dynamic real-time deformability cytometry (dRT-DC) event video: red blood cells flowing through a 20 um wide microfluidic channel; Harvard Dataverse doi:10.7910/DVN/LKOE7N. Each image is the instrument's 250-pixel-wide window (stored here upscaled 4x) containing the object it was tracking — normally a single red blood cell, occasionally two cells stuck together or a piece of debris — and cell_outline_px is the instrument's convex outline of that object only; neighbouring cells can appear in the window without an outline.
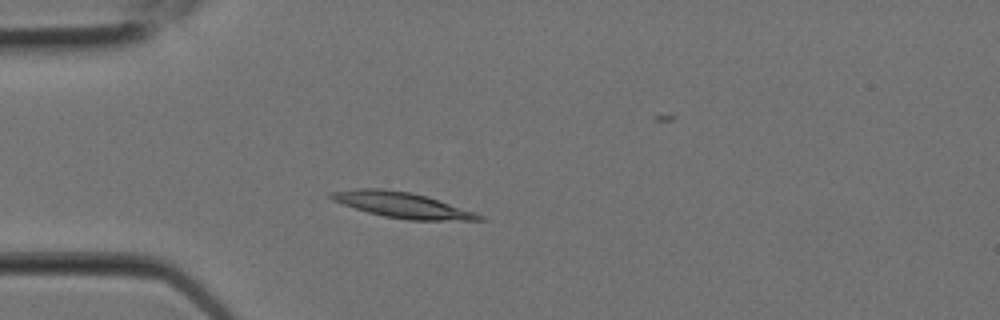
{"species": "Egyptian fruit bat (a non-hibernating species)", "species_latin": "Rousettus aegyptiacus", "temperature_condition": "room temperature", "stored_images_in_passage": 6, "camera_frame_rate_fps": 3000, "um_per_image_px": 0.085, "animal": {"sex": "female"}, "frame": {"image": 1, "passage_image": 2, "time_ms": 0.333, "image_size_px": [1000, 320], "cell_outline_px": [[488, 220], [408, 220], [384, 216], [368, 212], [332, 200], [328, 196], [328, 192], [356, 188], [384, 188], [412, 192], [428, 196], [476, 212], [484, 216]], "centroid_in_image_um": [34.21, 17.41], "position_along_channel_um": 50.8, "area_um2": 22.25}}
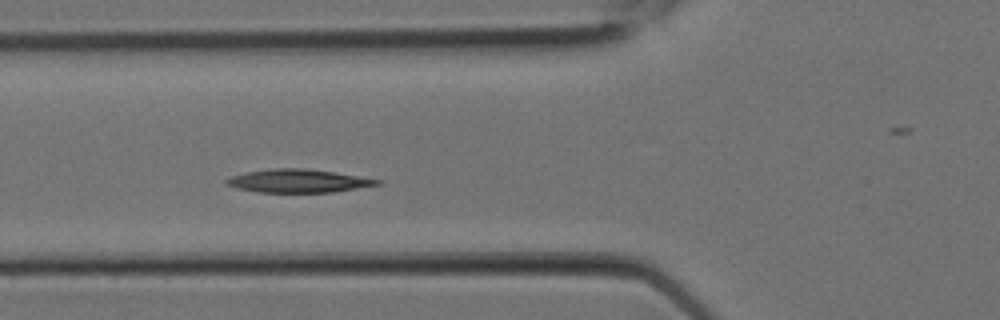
{"frame": {"image": 2, "passage_image": 4, "time_ms": 1.0, "image_size_px": [1000, 320], "cell_outline_px": [[384, 184], [332, 192], [256, 192], [236, 188], [224, 184], [224, 180], [232, 176], [244, 172], [272, 168], [304, 168], [336, 172], [380, 180]], "centroid_in_image_um": [25.32, 15.37], "position_along_channel_um": 100.5, "area_um2": 20.52}}
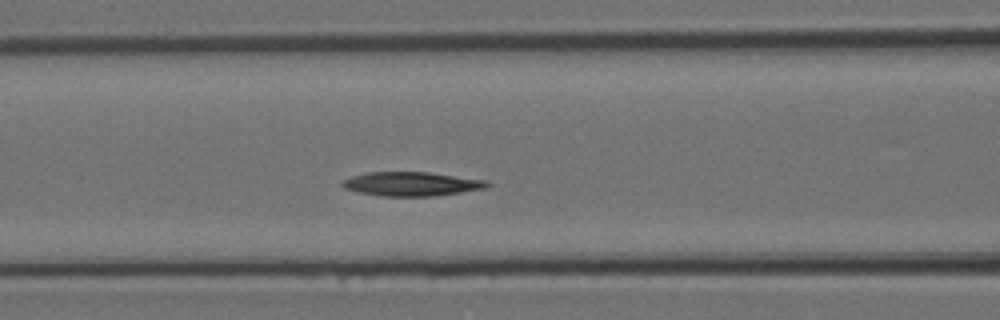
{"frame": {"image": 3, "passage_image": 5, "time_ms": 1.333, "image_size_px": [1000, 320], "cell_outline_px": [[492, 184], [484, 188], [436, 196], [380, 196], [360, 192], [344, 188], [340, 184], [344, 180], [352, 176], [364, 172], [428, 172], [488, 180]], "centroid_in_image_um": [34.99, 15.63], "position_along_channel_um": 131.6, "area_um2": 20.29}}